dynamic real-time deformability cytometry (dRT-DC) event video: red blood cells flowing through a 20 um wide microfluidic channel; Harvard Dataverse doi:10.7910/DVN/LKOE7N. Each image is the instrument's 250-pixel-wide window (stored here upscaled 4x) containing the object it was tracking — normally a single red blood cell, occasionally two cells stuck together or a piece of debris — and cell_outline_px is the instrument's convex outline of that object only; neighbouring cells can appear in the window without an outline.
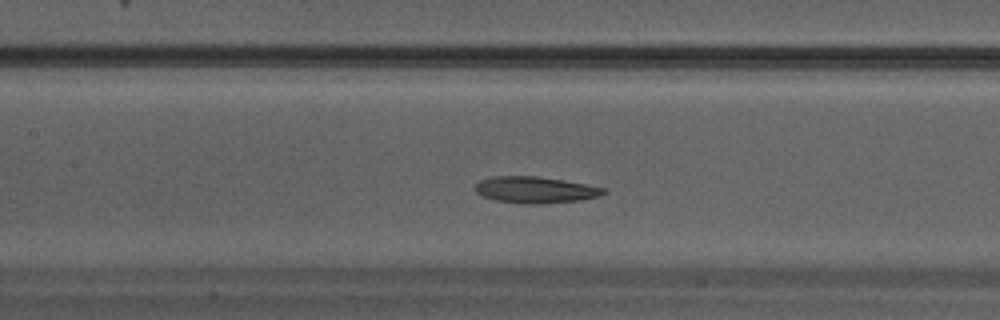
{"species": "Egyptian fruit bat (a non-hibernating species)", "species_latin": "Rousettus aegyptiacus", "temperature_condition": "warm", "stored_images_in_passage": 30, "camera_frame_rate_fps": 3000, "um_per_image_px": 0.085, "animal": {"sex": "male"}, "frame": {"image": 1, "passage_image": 11, "time_ms": 3.333, "image_size_px": [1000, 320], "cell_outline_px": [[608, 192], [600, 196], [580, 200], [540, 204], [528, 204], [496, 200], [484, 196], [476, 192], [476, 184], [480, 180], [492, 176], [536, 176], [564, 180], [608, 188]], "centroid_in_image_um": [45.56, 16.13], "position_along_channel_um": 161.8, "area_um2": 19.83}}
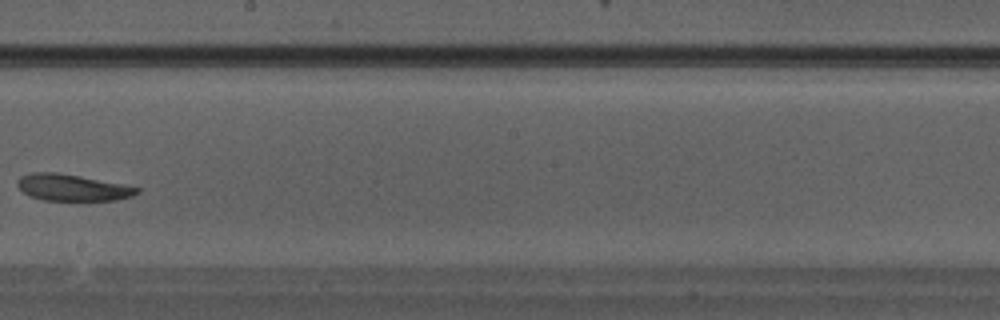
{"frame": {"image": 2, "passage_image": 15, "time_ms": 4.667, "image_size_px": [1000, 320], "cell_outline_px": [[140, 192], [132, 196], [116, 200], [44, 200], [28, 196], [16, 184], [16, 180], [20, 176], [32, 172], [56, 172], [80, 176], [140, 188]], "centroid_in_image_um": [6.1, 15.94], "position_along_channel_um": 242.1, "area_um2": 18.38}}
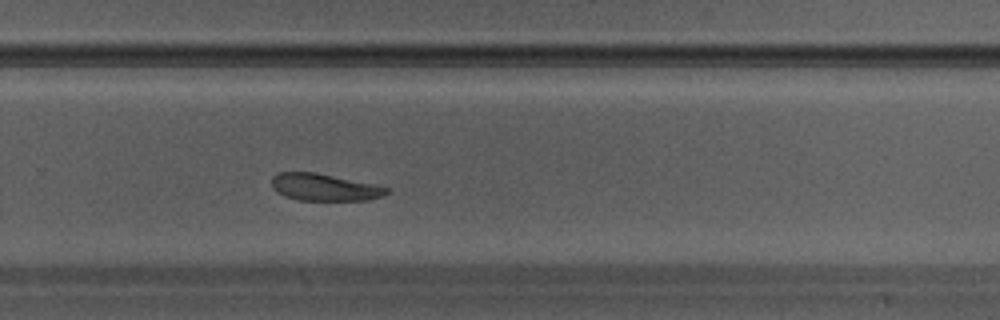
{"frame": {"image": 3, "passage_image": 18, "time_ms": 5.667, "image_size_px": [1000, 320], "cell_outline_px": [[392, 188], [384, 196], [368, 200], [300, 200], [284, 196], [276, 192], [272, 188], [272, 176], [280, 172], [316, 172]], "centroid_in_image_um": [27.58, 15.92], "position_along_channel_um": 302.2, "area_um2": 18.21}}